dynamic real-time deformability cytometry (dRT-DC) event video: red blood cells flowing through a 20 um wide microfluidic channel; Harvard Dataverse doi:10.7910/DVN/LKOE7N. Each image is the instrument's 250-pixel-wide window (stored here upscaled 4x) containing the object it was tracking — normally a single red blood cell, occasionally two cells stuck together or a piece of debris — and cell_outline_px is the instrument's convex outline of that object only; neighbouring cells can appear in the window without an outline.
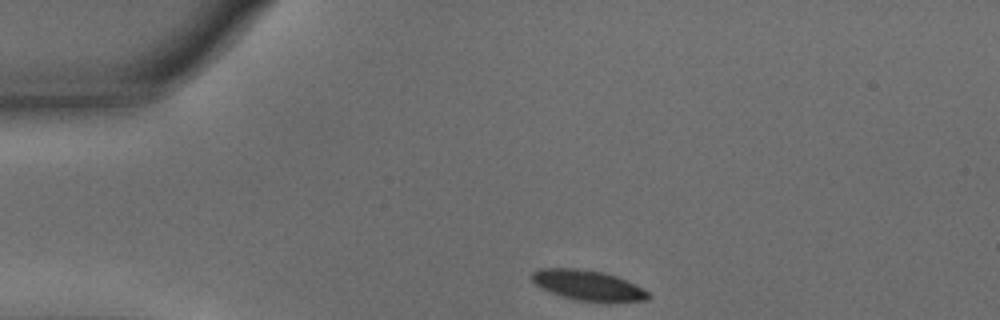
{"species": "common noctule bat (a hibernating species)", "species_latin": "Nyctalus noctula", "temperature_condition": "warm", "stored_images_in_passage": 35, "camera_frame_rate_fps": 3000, "um_per_image_px": 0.085, "animal": {"sex": "male", "body_mass_g": 15.6}, "frame": {"image": 1, "passage_image": 1, "time_ms": 0.0, "image_size_px": [1000, 320], "cell_outline_px": [[652, 296], [644, 300], [608, 304], [576, 300], [540, 288], [528, 276], [532, 272], [540, 268], [576, 268], [600, 272], [616, 276], [648, 292]], "centroid_in_image_um": [49.95, 24.28], "position_along_channel_um": 35.0, "area_um2": 20.63}}
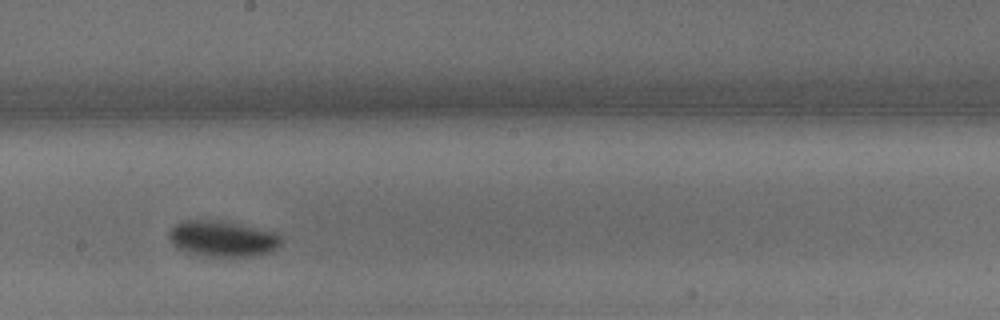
{"frame": {"image": 2, "passage_image": 21, "time_ms": 6.667, "image_size_px": [1000, 320], "cell_outline_px": [[280, 244], [276, 248], [252, 256], [204, 256], [176, 248], [172, 244], [168, 236], [168, 232], [176, 224], [184, 220], [212, 220], [276, 232], [280, 236]], "centroid_in_image_um": [18.84, 20.29], "position_along_channel_um": 229.4, "area_um2": 22.83}}
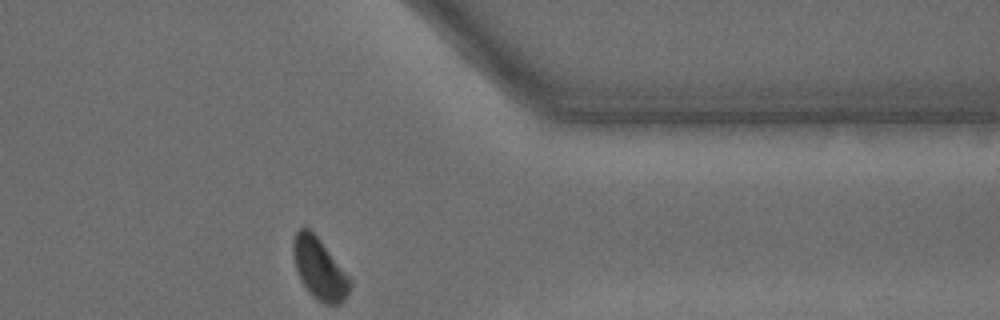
{"frame": {"image": 3, "passage_image": 35, "time_ms": 11.333, "image_size_px": [1000, 320], "cell_outline_px": [[352, 284], [344, 300], [340, 304], [324, 304], [316, 300], [308, 292], [300, 280], [296, 268], [292, 252], [292, 244], [296, 232], [304, 224], [320, 240], [352, 280]], "centroid_in_image_um": [27.13, 22.86], "position_along_channel_um": 384.3, "area_um2": 20.29}, "authors_computed_cell_mechanics": {"area_um2": 22.3686, "velocity_mm_per_s": 3.5575, "shape_relaxation_time_tau1_ms": 9.0918, "shape_relaxation_time_tau2_ms": null, "deformation_change_tau1": 0.2739, "deformation_change_tau2": null}}